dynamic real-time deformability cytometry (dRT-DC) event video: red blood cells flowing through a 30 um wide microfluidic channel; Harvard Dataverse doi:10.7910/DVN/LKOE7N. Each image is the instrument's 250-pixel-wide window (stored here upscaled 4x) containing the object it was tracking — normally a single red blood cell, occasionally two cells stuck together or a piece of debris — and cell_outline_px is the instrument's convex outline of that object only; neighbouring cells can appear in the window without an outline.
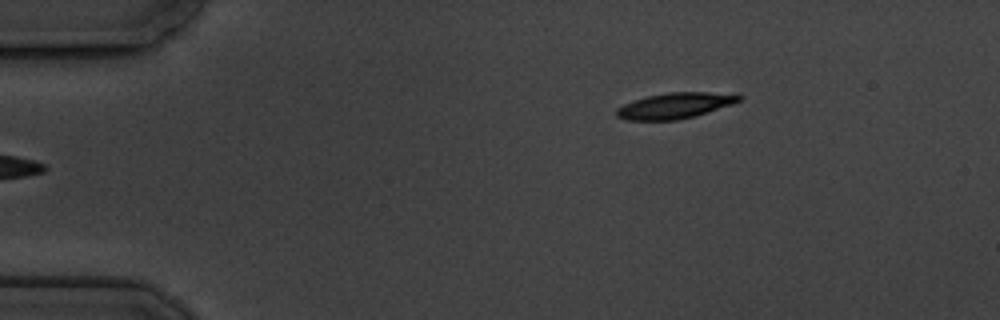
{"species": "common noctule bat (a hibernating species)", "species_latin": "Nyctalus noctula", "temperature_condition": "cold", "stored_images_in_passage": 7, "camera_frame_rate_fps": 3000, "um_per_image_px": 0.085, "animal": {"sex": "male", "body_mass_g": 19.5, "forearm_length_mm": 54.6}, "frame": {"image": 1, "passage_image": 7, "time_ms": 6.667, "image_size_px": [1000, 320], "cell_outline_px": [[744, 96], [740, 100], [732, 104], [696, 116], [676, 120], [624, 120], [616, 116], [616, 108], [624, 104], [648, 96], [668, 92], [708, 92]], "centroid_in_image_um": [57.34, 8.99], "position_along_channel_um": 27.7, "area_um2": 18.21}}